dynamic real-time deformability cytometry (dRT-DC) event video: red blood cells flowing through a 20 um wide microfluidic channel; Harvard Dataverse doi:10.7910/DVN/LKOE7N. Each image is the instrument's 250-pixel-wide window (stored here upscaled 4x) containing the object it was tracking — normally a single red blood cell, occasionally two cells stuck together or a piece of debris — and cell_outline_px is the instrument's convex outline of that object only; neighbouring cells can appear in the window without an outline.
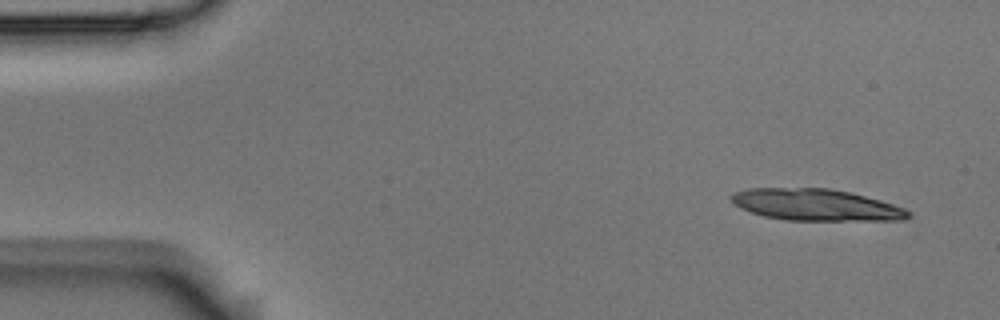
{"species": "Egyptian fruit bat (a non-hibernating species)", "species_latin": "Rousettus aegyptiacus", "temperature_condition": "room temperature", "stored_images_in_passage": 7, "segment_of_instrument_passage": [1, 2], "camera_frame_rate_fps": 3000, "um_per_image_px": 0.085, "animal": {"sex": "male"}, "frame": {"image": 1, "passage_image": 1, "time_ms": 0.0, "image_size_px": [1000, 320], "cell_outline_px": [[912, 216], [904, 220], [784, 220], [764, 216], [740, 208], [728, 196], [732, 192], [748, 188], [828, 188], [848, 192], [880, 200], [904, 208]], "centroid_in_image_um": [69.32, 17.41], "position_along_channel_um": 15.7, "area_um2": 32.48}}